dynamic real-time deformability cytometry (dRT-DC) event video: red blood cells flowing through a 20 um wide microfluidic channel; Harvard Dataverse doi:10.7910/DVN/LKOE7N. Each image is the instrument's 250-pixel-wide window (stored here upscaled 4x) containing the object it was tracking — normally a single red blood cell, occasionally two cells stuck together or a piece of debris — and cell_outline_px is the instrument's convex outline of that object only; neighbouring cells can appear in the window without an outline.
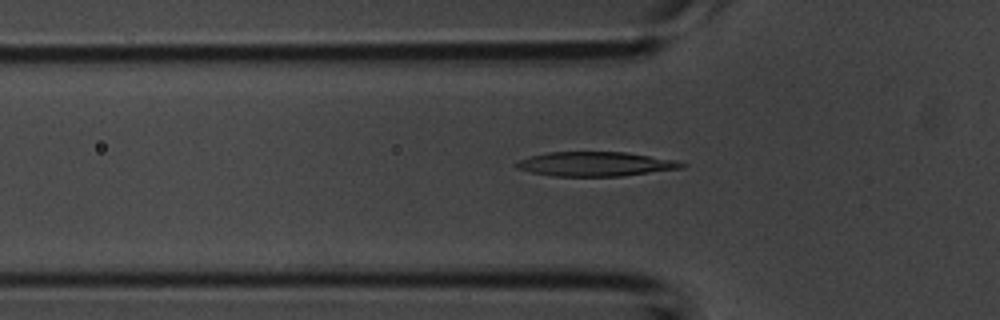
{"species": "common noctule bat (a hibernating species)", "species_latin": "Nyctalus noctula", "temperature_condition": "room temperature", "stored_images_in_passage": 52, "camera_frame_rate_fps": 3000, "um_per_image_px": 0.085, "animal": {"sex": "male", "body_mass_g": 20.1, "forearm_length_mm": 53.5}, "frame": {"image": 1, "passage_image": 16, "time_ms": 5.0, "image_size_px": [1000, 320], "cell_outline_px": [[688, 164], [684, 168], [624, 176], [552, 176], [532, 172], [516, 168], [512, 164], [520, 160], [532, 156], [548, 152], [628, 152], [676, 160]], "centroid_in_image_um": [50.67, 13.94], "position_along_channel_um": 75.1, "area_um2": 23.64}}
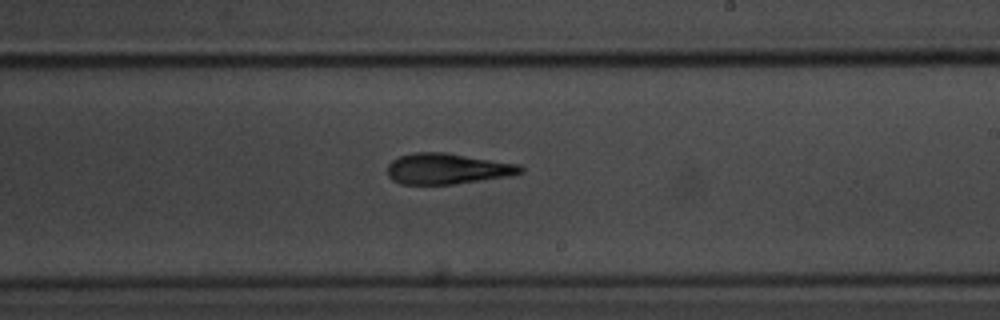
{"frame": {"image": 2, "passage_image": 30, "time_ms": 9.667, "image_size_px": [1000, 320], "cell_outline_px": [[524, 172], [512, 176], [452, 184], [400, 184], [392, 180], [388, 176], [388, 164], [392, 160], [400, 156], [416, 152], [444, 152], [520, 164], [524, 168]], "centroid_in_image_um": [38.05, 14.34], "position_along_channel_um": 250.9, "area_um2": 23.99}}
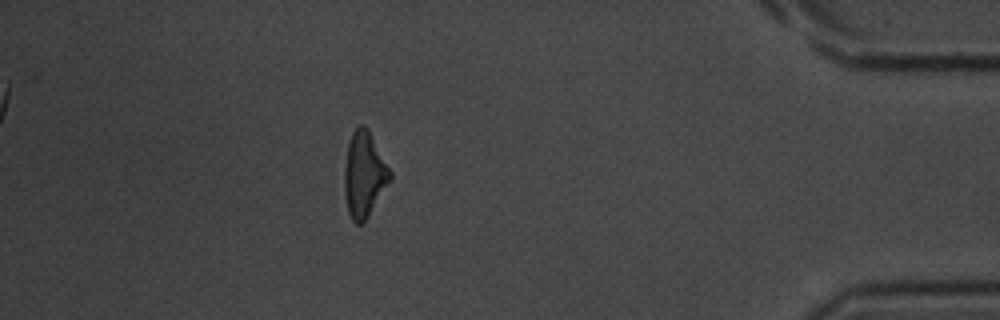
{"frame": {"image": 3, "passage_image": 46, "time_ms": 15.0, "image_size_px": [1000, 320], "cell_outline_px": [[392, 180], [368, 216], [360, 224], [356, 224], [352, 220], [348, 212], [344, 196], [344, 168], [348, 140], [356, 124], [364, 124], [368, 128], [392, 172]], "centroid_in_image_um": [30.95, 14.79], "position_along_channel_um": 404.2, "area_um2": 23.18}, "authors_computed_cell_mechanics": {"area_um2": 23.5246, "velocity_mm_per_s": 3.7576, "shape_relaxation_time_tau1_ms": 3.8658, "shape_relaxation_time_tau2_ms": 3.1696, "deformation_change_tau1": 0.1628, "deformation_change_tau2": 0.1481}}